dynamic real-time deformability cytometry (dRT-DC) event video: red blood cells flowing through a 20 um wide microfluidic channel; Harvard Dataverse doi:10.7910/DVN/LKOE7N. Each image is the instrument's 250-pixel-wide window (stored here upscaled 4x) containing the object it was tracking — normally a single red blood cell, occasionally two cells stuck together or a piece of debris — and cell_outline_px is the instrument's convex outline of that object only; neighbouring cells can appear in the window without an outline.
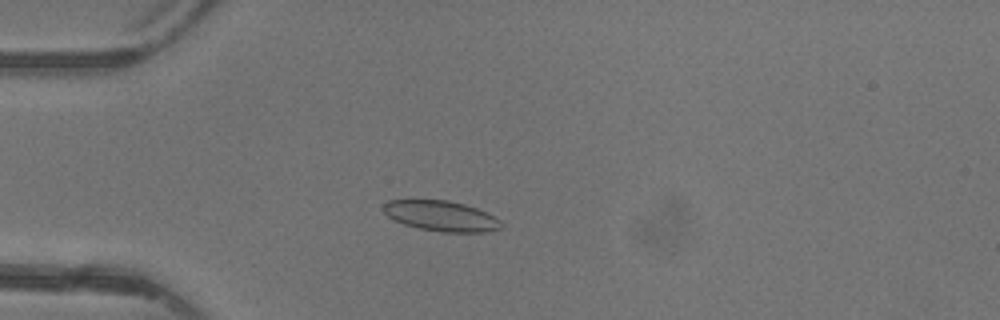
{"species": "common noctule bat (a hibernating species)", "species_latin": "Nyctalus noctula", "temperature_condition": "warm", "stored_images_in_passage": 3, "camera_frame_rate_fps": 3000, "um_per_image_px": 0.085, "animal": {"sex": "female"}, "frame": {"image": 1, "passage_image": 3, "time_ms": 3.333, "image_size_px": [1000, 320], "cell_outline_px": [[504, 228], [484, 232], [444, 232], [420, 228], [404, 224], [388, 216], [384, 212], [384, 204], [388, 200], [448, 200], [464, 204], [476, 208], [500, 220], [504, 224]], "centroid_in_image_um": [37.53, 18.36], "position_along_channel_um": 47.5, "area_um2": 20.63}}